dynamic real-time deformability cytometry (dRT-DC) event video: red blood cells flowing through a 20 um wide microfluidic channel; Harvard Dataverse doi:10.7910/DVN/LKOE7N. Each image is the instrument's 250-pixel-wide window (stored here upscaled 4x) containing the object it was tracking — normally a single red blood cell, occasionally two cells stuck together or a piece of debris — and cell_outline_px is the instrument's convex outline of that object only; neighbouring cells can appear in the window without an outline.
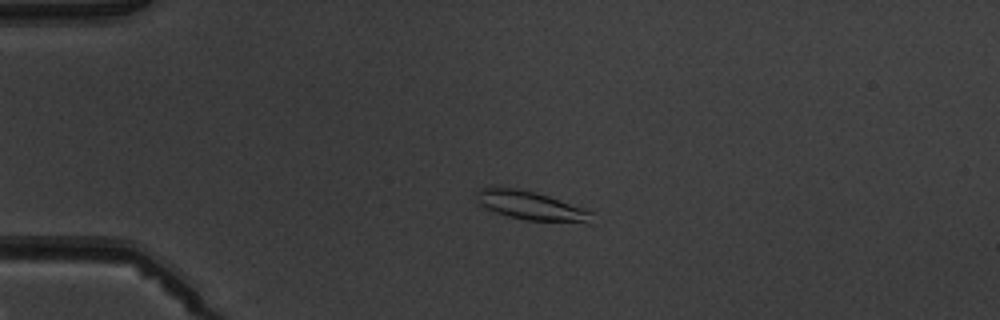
{"species": "common noctule bat (a hibernating species)", "species_latin": "Nyctalus noctula", "temperature_condition": "warm", "stored_images_in_passage": 4, "camera_frame_rate_fps": 3000, "um_per_image_px": 0.085, "animal": {"sex": "male", "body_mass_g": 19.5, "forearm_length_mm": 54.6}, "frame": {"image": 1, "passage_image": 4, "time_ms": 3.667, "image_size_px": [1000, 320], "cell_outline_px": [[596, 224], [588, 224], [528, 220], [508, 216], [496, 212], [480, 204], [476, 200], [476, 192], [480, 188], [516, 188], [536, 192], [588, 208], [592, 212]], "centroid_in_image_um": [45.3, 17.52], "position_along_channel_um": 39.7, "area_um2": 19.77}}